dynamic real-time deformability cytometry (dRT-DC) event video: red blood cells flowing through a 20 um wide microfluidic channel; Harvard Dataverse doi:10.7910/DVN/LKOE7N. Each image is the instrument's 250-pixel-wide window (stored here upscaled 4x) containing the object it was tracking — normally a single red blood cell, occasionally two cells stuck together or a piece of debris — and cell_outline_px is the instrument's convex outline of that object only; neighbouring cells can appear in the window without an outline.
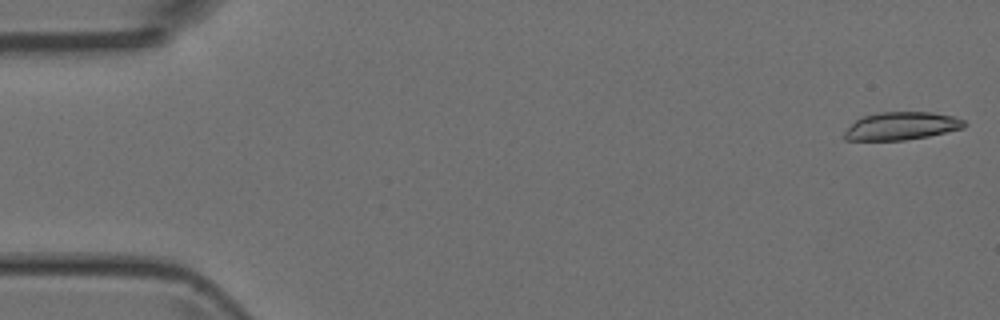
{"species": "Egyptian fruit bat (a non-hibernating species)", "species_latin": "Rousettus aegyptiacus", "temperature_condition": "room temperature", "stored_images_in_passage": 9, "camera_frame_rate_fps": 3000, "um_per_image_px": 0.085, "animal": {"sex": "female"}, "frame": {"image": 1, "passage_image": 1, "time_ms": 0.0, "image_size_px": [1000, 320], "cell_outline_px": [[968, 124], [964, 128], [928, 136], [904, 140], [844, 140], [844, 132], [856, 120], [864, 116], [880, 112], [932, 112], [952, 116], [964, 120]], "centroid_in_image_um": [76.65, 10.71], "position_along_channel_um": 8.3, "area_um2": 19.36}}
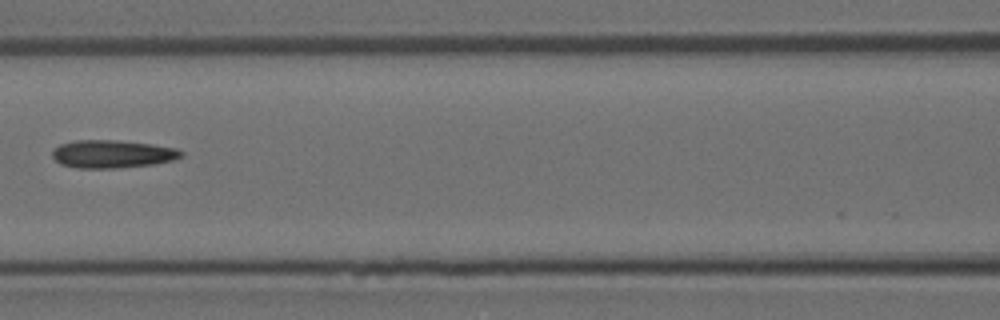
{"frame": {"image": 2, "passage_image": 7, "time_ms": 7.0, "image_size_px": [1000, 320], "cell_outline_px": [[184, 156], [172, 160], [156, 164], [116, 168], [76, 168], [60, 164], [52, 156], [52, 152], [60, 144], [76, 140], [116, 140], [152, 144], [176, 148], [184, 152]], "centroid_in_image_um": [9.57, 13.09], "position_along_channel_um": 157.0, "area_um2": 21.04}}
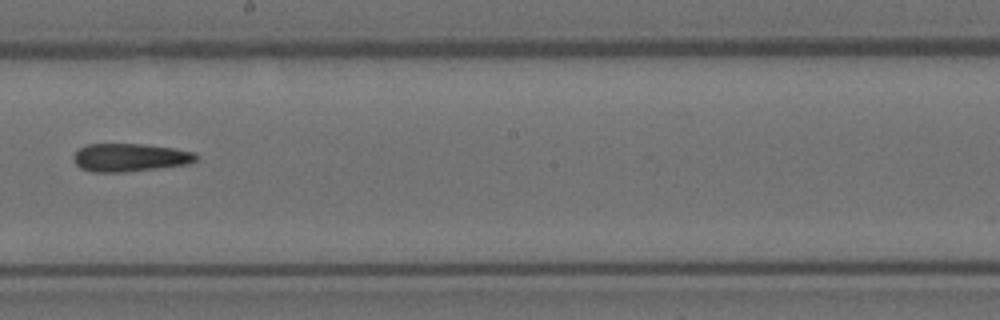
{"frame": {"image": 3, "passage_image": 9, "time_ms": 9.0, "image_size_px": [1000, 320], "cell_outline_px": [[200, 156], [196, 160], [188, 164], [124, 172], [92, 172], [80, 168], [72, 160], [72, 156], [80, 148], [88, 144], [144, 144], [172, 148], [196, 152]], "centroid_in_image_um": [11.04, 13.39], "position_along_channel_um": 237.2, "area_um2": 20.11}}